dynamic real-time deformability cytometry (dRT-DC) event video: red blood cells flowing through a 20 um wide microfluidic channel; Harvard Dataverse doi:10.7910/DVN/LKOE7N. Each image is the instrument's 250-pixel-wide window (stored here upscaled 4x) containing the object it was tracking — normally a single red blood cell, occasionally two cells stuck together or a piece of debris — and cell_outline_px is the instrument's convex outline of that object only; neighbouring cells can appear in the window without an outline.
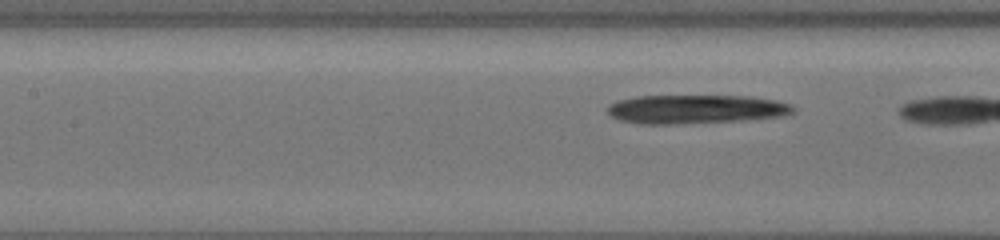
{"species": "common noctule bat (a hibernating species)", "species_latin": "Nyctalus noctula", "temperature_condition": "cold", "stored_images_in_passage": 13, "camera_frame_rate_fps": 3000, "um_per_image_px": 0.085, "animal": {"sex": "female", "body_mass_g": 19.5, "forearm_length_mm": 54.1}, "frame": {"image": 1, "passage_image": 10, "time_ms": 3.0, "image_size_px": [1000, 240], "cell_outline_px": [[796, 112], [784, 116], [740, 120], [668, 124], [640, 124], [620, 120], [612, 116], [604, 108], [608, 104], [616, 100], [636, 96], [752, 96], [776, 100], [792, 104], [796, 108]], "centroid_in_image_um": [59.14, 9.27], "position_along_channel_um": 148.3, "area_um2": 31.44}}